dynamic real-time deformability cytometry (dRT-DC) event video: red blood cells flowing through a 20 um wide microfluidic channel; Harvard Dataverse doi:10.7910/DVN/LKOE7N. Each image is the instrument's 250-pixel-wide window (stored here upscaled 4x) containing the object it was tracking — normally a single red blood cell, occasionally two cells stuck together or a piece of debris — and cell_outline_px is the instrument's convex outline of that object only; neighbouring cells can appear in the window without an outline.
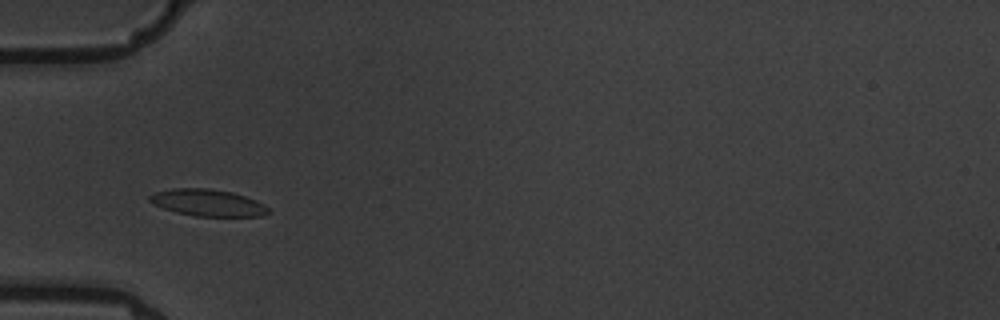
{"species": "common noctule bat (a hibernating species)", "species_latin": "Nyctalus noctula", "temperature_condition": "warm", "stored_images_in_passage": 5, "camera_frame_rate_fps": 3000, "um_per_image_px": 0.085, "animal": {"sex": "male", "body_mass_g": 19.5, "forearm_length_mm": 54.6}, "frame": {"image": 1, "passage_image": 4, "time_ms": 3.333, "image_size_px": [1000, 320], "cell_outline_px": [[272, 212], [260, 216], [196, 216], [176, 212], [152, 204], [148, 200], [148, 196], [156, 192], [172, 188], [208, 188], [232, 192], [256, 200], [264, 204]], "centroid_in_image_um": [17.66, 17.23], "position_along_channel_um": 67.3, "area_um2": 18.55}}
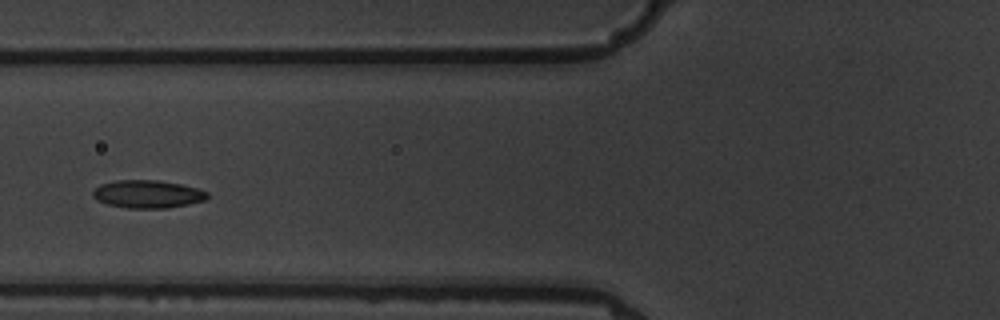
{"frame": {"image": 2, "passage_image": 5, "time_ms": 4.667, "image_size_px": [1000, 320], "cell_outline_px": [[208, 196], [204, 200], [188, 204], [168, 208], [128, 208], [108, 204], [96, 200], [92, 196], [92, 192], [100, 184], [116, 180], [156, 180], [180, 184], [196, 188], [208, 192]], "centroid_in_image_um": [12.52, 16.5], "position_along_channel_um": 113.3, "area_um2": 18.5}}